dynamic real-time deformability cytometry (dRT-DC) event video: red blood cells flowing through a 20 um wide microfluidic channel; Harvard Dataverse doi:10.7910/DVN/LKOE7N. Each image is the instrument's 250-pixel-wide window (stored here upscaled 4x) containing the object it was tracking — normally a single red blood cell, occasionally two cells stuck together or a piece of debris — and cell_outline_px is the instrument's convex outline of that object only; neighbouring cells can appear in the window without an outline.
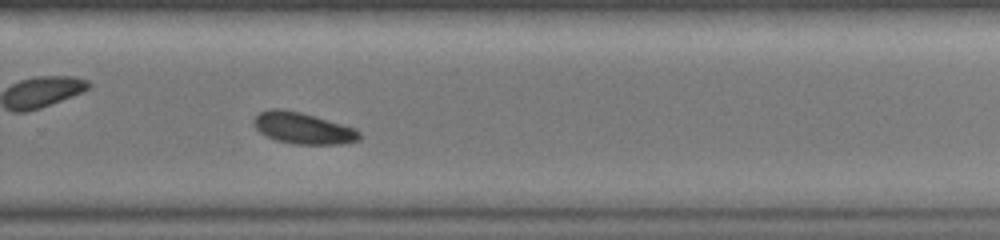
{"species": "common noctule bat (a hibernating species)", "species_latin": "Nyctalus noctula", "temperature_condition": "warm", "stored_images_in_passage": 26, "camera_frame_rate_fps": 3000, "um_per_image_px": 0.085, "animal": {"sex": "female", "body_mass_g": 19.0, "forearm_length_mm": 51.5}, "frame": {"image": 1, "passage_image": 19, "time_ms": 6.0, "image_size_px": [1000, 240], "cell_outline_px": [[360, 140], [340, 144], [292, 144], [276, 140], [260, 132], [252, 124], [252, 120], [260, 112], [268, 108], [284, 108], [300, 112], [356, 128], [360, 132]], "centroid_in_image_um": [25.73, 10.89], "position_along_channel_um": 304.1, "area_um2": 19.42}}
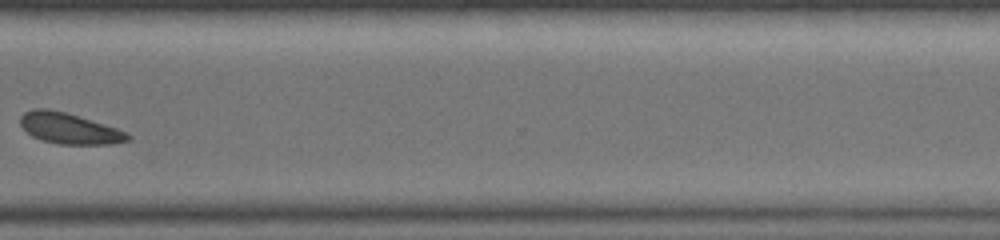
{"frame": {"image": 2, "passage_image": 22, "time_ms": 7.0, "image_size_px": [1000, 240], "cell_outline_px": [[132, 140], [112, 144], [60, 144], [44, 140], [32, 136], [20, 124], [20, 116], [24, 112], [32, 108], [48, 108], [68, 112], [116, 128], [132, 136]], "centroid_in_image_um": [5.89, 10.9], "position_along_channel_um": 364.7, "area_um2": 19.36}}